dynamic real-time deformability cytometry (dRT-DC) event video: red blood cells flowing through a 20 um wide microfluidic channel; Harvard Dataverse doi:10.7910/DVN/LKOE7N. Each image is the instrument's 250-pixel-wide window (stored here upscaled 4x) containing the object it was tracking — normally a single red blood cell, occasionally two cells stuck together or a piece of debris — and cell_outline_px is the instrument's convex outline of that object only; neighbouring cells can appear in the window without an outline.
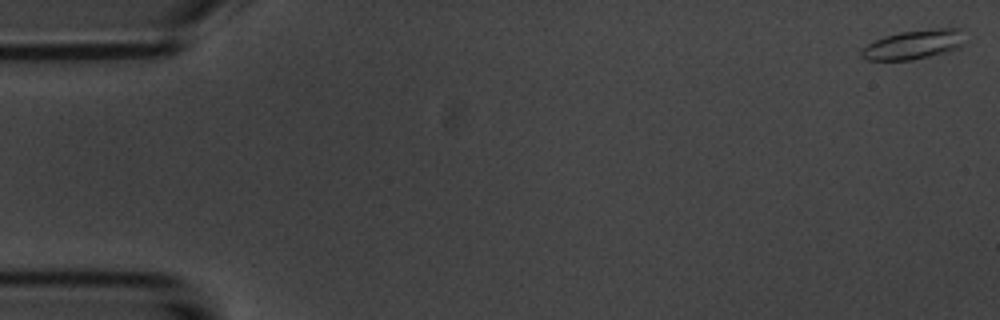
{"species": "common noctule bat (a hibernating species)", "species_latin": "Nyctalus noctula", "temperature_condition": "room temperature", "stored_images_in_passage": 4, "segment_of_instrument_passage": [2, 2], "camera_frame_rate_fps": 3000, "um_per_image_px": 0.085, "animal": {"sex": "male", "body_mass_g": 20.1, "forearm_length_mm": 53.5}, "frame": {"image": 1, "passage_image": 4, "time_ms": 4.333, "image_size_px": [1000, 320], "cell_outline_px": [[964, 44], [960, 48], [912, 60], [868, 60], [860, 56], [860, 48], [884, 36], [900, 32], [936, 28], [964, 28]], "centroid_in_image_um": [77.69, 3.77], "position_along_channel_um": 7.3, "area_um2": 17.8}}